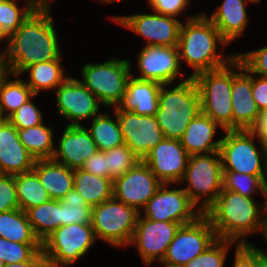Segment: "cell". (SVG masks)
<instances>
[{"mask_svg":"<svg viewBox=\"0 0 267 267\" xmlns=\"http://www.w3.org/2000/svg\"><path fill=\"white\" fill-rule=\"evenodd\" d=\"M51 9H35L22 25L5 39V55L10 72L21 75L32 64L62 56Z\"/></svg>","mask_w":267,"mask_h":267,"instance_id":"obj_1","label":"cell"},{"mask_svg":"<svg viewBox=\"0 0 267 267\" xmlns=\"http://www.w3.org/2000/svg\"><path fill=\"white\" fill-rule=\"evenodd\" d=\"M262 202L263 204H259L255 198H248L223 188L204 215L215 229L218 239L251 244L245 238L262 232L267 213L265 202Z\"/></svg>","mask_w":267,"mask_h":267,"instance_id":"obj_2","label":"cell"},{"mask_svg":"<svg viewBox=\"0 0 267 267\" xmlns=\"http://www.w3.org/2000/svg\"><path fill=\"white\" fill-rule=\"evenodd\" d=\"M187 16L180 27L177 47L181 66L186 63L193 69L190 77L222 68L236 58V54L224 56V51L218 49V45L224 48L229 43L204 13Z\"/></svg>","mask_w":267,"mask_h":267,"instance_id":"obj_3","label":"cell"},{"mask_svg":"<svg viewBox=\"0 0 267 267\" xmlns=\"http://www.w3.org/2000/svg\"><path fill=\"white\" fill-rule=\"evenodd\" d=\"M166 87L160 88L155 117L164 139L180 140L191 120L201 112L199 91L192 77L173 88Z\"/></svg>","mask_w":267,"mask_h":267,"instance_id":"obj_4","label":"cell"},{"mask_svg":"<svg viewBox=\"0 0 267 267\" xmlns=\"http://www.w3.org/2000/svg\"><path fill=\"white\" fill-rule=\"evenodd\" d=\"M184 191L204 214L223 189V170L219 151L189 156L182 180Z\"/></svg>","mask_w":267,"mask_h":267,"instance_id":"obj_5","label":"cell"},{"mask_svg":"<svg viewBox=\"0 0 267 267\" xmlns=\"http://www.w3.org/2000/svg\"><path fill=\"white\" fill-rule=\"evenodd\" d=\"M131 69V61L126 58L113 57L101 63H87L81 69L80 81L103 106L115 108L121 104L126 94Z\"/></svg>","mask_w":267,"mask_h":267,"instance_id":"obj_6","label":"cell"},{"mask_svg":"<svg viewBox=\"0 0 267 267\" xmlns=\"http://www.w3.org/2000/svg\"><path fill=\"white\" fill-rule=\"evenodd\" d=\"M192 78L199 91L201 112L224 130H232L233 60L222 68L204 71Z\"/></svg>","mask_w":267,"mask_h":267,"instance_id":"obj_7","label":"cell"},{"mask_svg":"<svg viewBox=\"0 0 267 267\" xmlns=\"http://www.w3.org/2000/svg\"><path fill=\"white\" fill-rule=\"evenodd\" d=\"M224 133L219 149L222 170L267 176L265 142L255 138L247 130H225ZM254 140L260 144V149Z\"/></svg>","mask_w":267,"mask_h":267,"instance_id":"obj_8","label":"cell"},{"mask_svg":"<svg viewBox=\"0 0 267 267\" xmlns=\"http://www.w3.org/2000/svg\"><path fill=\"white\" fill-rule=\"evenodd\" d=\"M140 212L114 196L92 207L91 224L96 239L112 247L129 246Z\"/></svg>","mask_w":267,"mask_h":267,"instance_id":"obj_9","label":"cell"},{"mask_svg":"<svg viewBox=\"0 0 267 267\" xmlns=\"http://www.w3.org/2000/svg\"><path fill=\"white\" fill-rule=\"evenodd\" d=\"M96 240L91 223L59 227L41 243L46 266H71L87 254Z\"/></svg>","mask_w":267,"mask_h":267,"instance_id":"obj_10","label":"cell"},{"mask_svg":"<svg viewBox=\"0 0 267 267\" xmlns=\"http://www.w3.org/2000/svg\"><path fill=\"white\" fill-rule=\"evenodd\" d=\"M179 184L174 188H169L173 184H162L154 196H152L140 214L144 218L155 221H166L189 224L197 220L203 213L191 201L190 197L183 188L178 189Z\"/></svg>","mask_w":267,"mask_h":267,"instance_id":"obj_11","label":"cell"},{"mask_svg":"<svg viewBox=\"0 0 267 267\" xmlns=\"http://www.w3.org/2000/svg\"><path fill=\"white\" fill-rule=\"evenodd\" d=\"M217 239L215 229L203 214L194 222L180 226L162 261L184 266Z\"/></svg>","mask_w":267,"mask_h":267,"instance_id":"obj_12","label":"cell"},{"mask_svg":"<svg viewBox=\"0 0 267 267\" xmlns=\"http://www.w3.org/2000/svg\"><path fill=\"white\" fill-rule=\"evenodd\" d=\"M111 18L114 23L146 39L145 46H178L182 24V20L178 18L154 11Z\"/></svg>","mask_w":267,"mask_h":267,"instance_id":"obj_13","label":"cell"},{"mask_svg":"<svg viewBox=\"0 0 267 267\" xmlns=\"http://www.w3.org/2000/svg\"><path fill=\"white\" fill-rule=\"evenodd\" d=\"M137 57V68L140 75L131 74V76L139 80L171 85L178 78H181L182 82L190 78L181 71L183 66L180 63L177 46L144 45Z\"/></svg>","mask_w":267,"mask_h":267,"instance_id":"obj_14","label":"cell"},{"mask_svg":"<svg viewBox=\"0 0 267 267\" xmlns=\"http://www.w3.org/2000/svg\"><path fill=\"white\" fill-rule=\"evenodd\" d=\"M142 215L139 214L129 247L135 245L143 265L149 267L152 263L163 260L181 224L150 220Z\"/></svg>","mask_w":267,"mask_h":267,"instance_id":"obj_15","label":"cell"},{"mask_svg":"<svg viewBox=\"0 0 267 267\" xmlns=\"http://www.w3.org/2000/svg\"><path fill=\"white\" fill-rule=\"evenodd\" d=\"M55 91L56 110L60 117L70 122L67 125H82V120L93 119L103 107L80 79L70 75Z\"/></svg>","mask_w":267,"mask_h":267,"instance_id":"obj_16","label":"cell"},{"mask_svg":"<svg viewBox=\"0 0 267 267\" xmlns=\"http://www.w3.org/2000/svg\"><path fill=\"white\" fill-rule=\"evenodd\" d=\"M120 124L124 143L143 160L159 142L164 139L155 115H139L113 108Z\"/></svg>","mask_w":267,"mask_h":267,"instance_id":"obj_17","label":"cell"},{"mask_svg":"<svg viewBox=\"0 0 267 267\" xmlns=\"http://www.w3.org/2000/svg\"><path fill=\"white\" fill-rule=\"evenodd\" d=\"M161 185L149 166L140 160L113 181V196L140 212Z\"/></svg>","mask_w":267,"mask_h":267,"instance_id":"obj_18","label":"cell"},{"mask_svg":"<svg viewBox=\"0 0 267 267\" xmlns=\"http://www.w3.org/2000/svg\"><path fill=\"white\" fill-rule=\"evenodd\" d=\"M189 154L178 139H163L145 156L143 161L162 184H179Z\"/></svg>","mask_w":267,"mask_h":267,"instance_id":"obj_19","label":"cell"},{"mask_svg":"<svg viewBox=\"0 0 267 267\" xmlns=\"http://www.w3.org/2000/svg\"><path fill=\"white\" fill-rule=\"evenodd\" d=\"M231 96L232 130H247L260 110L252 95V73L237 57L233 59Z\"/></svg>","mask_w":267,"mask_h":267,"instance_id":"obj_20","label":"cell"},{"mask_svg":"<svg viewBox=\"0 0 267 267\" xmlns=\"http://www.w3.org/2000/svg\"><path fill=\"white\" fill-rule=\"evenodd\" d=\"M52 159L72 170L81 169L99 149L83 125H65Z\"/></svg>","mask_w":267,"mask_h":267,"instance_id":"obj_21","label":"cell"},{"mask_svg":"<svg viewBox=\"0 0 267 267\" xmlns=\"http://www.w3.org/2000/svg\"><path fill=\"white\" fill-rule=\"evenodd\" d=\"M35 161L21 143L17 129L6 119L0 124V174L16 175L30 171Z\"/></svg>","mask_w":267,"mask_h":267,"instance_id":"obj_22","label":"cell"},{"mask_svg":"<svg viewBox=\"0 0 267 267\" xmlns=\"http://www.w3.org/2000/svg\"><path fill=\"white\" fill-rule=\"evenodd\" d=\"M218 128L225 131L212 118L200 112L187 126L180 139L181 144L190 156L219 151L222 138L213 141Z\"/></svg>","mask_w":267,"mask_h":267,"instance_id":"obj_23","label":"cell"},{"mask_svg":"<svg viewBox=\"0 0 267 267\" xmlns=\"http://www.w3.org/2000/svg\"><path fill=\"white\" fill-rule=\"evenodd\" d=\"M246 2L248 1L224 0L215 8L210 17L204 13L229 44L239 36H244L245 28L249 24Z\"/></svg>","mask_w":267,"mask_h":267,"instance_id":"obj_24","label":"cell"},{"mask_svg":"<svg viewBox=\"0 0 267 267\" xmlns=\"http://www.w3.org/2000/svg\"><path fill=\"white\" fill-rule=\"evenodd\" d=\"M162 84L155 81L139 80L133 76L128 79L126 94L119 105L124 111L139 115H155Z\"/></svg>","mask_w":267,"mask_h":267,"instance_id":"obj_25","label":"cell"},{"mask_svg":"<svg viewBox=\"0 0 267 267\" xmlns=\"http://www.w3.org/2000/svg\"><path fill=\"white\" fill-rule=\"evenodd\" d=\"M33 170L51 199L61 200L74 189V170L53 159L36 160Z\"/></svg>","mask_w":267,"mask_h":267,"instance_id":"obj_26","label":"cell"},{"mask_svg":"<svg viewBox=\"0 0 267 267\" xmlns=\"http://www.w3.org/2000/svg\"><path fill=\"white\" fill-rule=\"evenodd\" d=\"M62 57L48 62L32 64L23 71L21 76L26 75V72L29 73V79L25 82L35 95H39L40 90L54 91L69 77L65 74Z\"/></svg>","mask_w":267,"mask_h":267,"instance_id":"obj_27","label":"cell"},{"mask_svg":"<svg viewBox=\"0 0 267 267\" xmlns=\"http://www.w3.org/2000/svg\"><path fill=\"white\" fill-rule=\"evenodd\" d=\"M74 189L91 207L113 197V180L91 174L82 169L74 170Z\"/></svg>","mask_w":267,"mask_h":267,"instance_id":"obj_28","label":"cell"},{"mask_svg":"<svg viewBox=\"0 0 267 267\" xmlns=\"http://www.w3.org/2000/svg\"><path fill=\"white\" fill-rule=\"evenodd\" d=\"M26 214L36 238L42 243L61 227V200L50 199L28 209Z\"/></svg>","mask_w":267,"mask_h":267,"instance_id":"obj_29","label":"cell"},{"mask_svg":"<svg viewBox=\"0 0 267 267\" xmlns=\"http://www.w3.org/2000/svg\"><path fill=\"white\" fill-rule=\"evenodd\" d=\"M112 112H114L112 115L115 118L105 111L91 120L90 128L86 127L99 151L102 152L125 144L116 112Z\"/></svg>","mask_w":267,"mask_h":267,"instance_id":"obj_30","label":"cell"},{"mask_svg":"<svg viewBox=\"0 0 267 267\" xmlns=\"http://www.w3.org/2000/svg\"><path fill=\"white\" fill-rule=\"evenodd\" d=\"M19 139L29 153L35 158L52 159L55 142L52 127L43 123L25 129H17Z\"/></svg>","mask_w":267,"mask_h":267,"instance_id":"obj_31","label":"cell"},{"mask_svg":"<svg viewBox=\"0 0 267 267\" xmlns=\"http://www.w3.org/2000/svg\"><path fill=\"white\" fill-rule=\"evenodd\" d=\"M14 181L19 209L24 212L51 199L33 169L14 175Z\"/></svg>","mask_w":267,"mask_h":267,"instance_id":"obj_32","label":"cell"},{"mask_svg":"<svg viewBox=\"0 0 267 267\" xmlns=\"http://www.w3.org/2000/svg\"><path fill=\"white\" fill-rule=\"evenodd\" d=\"M0 237L18 243H41L32 230L26 212L19 208L0 213Z\"/></svg>","mask_w":267,"mask_h":267,"instance_id":"obj_33","label":"cell"},{"mask_svg":"<svg viewBox=\"0 0 267 267\" xmlns=\"http://www.w3.org/2000/svg\"><path fill=\"white\" fill-rule=\"evenodd\" d=\"M16 77L15 80L10 77ZM21 75L9 74L0 87V107L3 116L8 119L18 108L37 95L33 93Z\"/></svg>","mask_w":267,"mask_h":267,"instance_id":"obj_34","label":"cell"},{"mask_svg":"<svg viewBox=\"0 0 267 267\" xmlns=\"http://www.w3.org/2000/svg\"><path fill=\"white\" fill-rule=\"evenodd\" d=\"M18 1L0 0V42L14 33L35 10L26 0L21 8Z\"/></svg>","mask_w":267,"mask_h":267,"instance_id":"obj_35","label":"cell"},{"mask_svg":"<svg viewBox=\"0 0 267 267\" xmlns=\"http://www.w3.org/2000/svg\"><path fill=\"white\" fill-rule=\"evenodd\" d=\"M267 176H256L233 171H223V188L234 191L248 198L258 193L265 202V186ZM254 195V196H253Z\"/></svg>","mask_w":267,"mask_h":267,"instance_id":"obj_36","label":"cell"},{"mask_svg":"<svg viewBox=\"0 0 267 267\" xmlns=\"http://www.w3.org/2000/svg\"><path fill=\"white\" fill-rule=\"evenodd\" d=\"M92 207L75 190L61 199V226L91 223Z\"/></svg>","mask_w":267,"mask_h":267,"instance_id":"obj_37","label":"cell"},{"mask_svg":"<svg viewBox=\"0 0 267 267\" xmlns=\"http://www.w3.org/2000/svg\"><path fill=\"white\" fill-rule=\"evenodd\" d=\"M237 242L217 239L204 252L190 260L184 267H225L227 254Z\"/></svg>","mask_w":267,"mask_h":267,"instance_id":"obj_38","label":"cell"},{"mask_svg":"<svg viewBox=\"0 0 267 267\" xmlns=\"http://www.w3.org/2000/svg\"><path fill=\"white\" fill-rule=\"evenodd\" d=\"M140 160L126 144L108 150L107 168L110 171V178L114 181L134 167Z\"/></svg>","mask_w":267,"mask_h":267,"instance_id":"obj_39","label":"cell"},{"mask_svg":"<svg viewBox=\"0 0 267 267\" xmlns=\"http://www.w3.org/2000/svg\"><path fill=\"white\" fill-rule=\"evenodd\" d=\"M41 250V243H18L0 237V259L4 264L29 261Z\"/></svg>","mask_w":267,"mask_h":267,"instance_id":"obj_40","label":"cell"},{"mask_svg":"<svg viewBox=\"0 0 267 267\" xmlns=\"http://www.w3.org/2000/svg\"><path fill=\"white\" fill-rule=\"evenodd\" d=\"M7 120L16 129H25L44 122L41 109L33 103L32 98L21 105Z\"/></svg>","mask_w":267,"mask_h":267,"instance_id":"obj_41","label":"cell"},{"mask_svg":"<svg viewBox=\"0 0 267 267\" xmlns=\"http://www.w3.org/2000/svg\"><path fill=\"white\" fill-rule=\"evenodd\" d=\"M236 57L252 74L267 77V45L257 50L236 53Z\"/></svg>","mask_w":267,"mask_h":267,"instance_id":"obj_42","label":"cell"},{"mask_svg":"<svg viewBox=\"0 0 267 267\" xmlns=\"http://www.w3.org/2000/svg\"><path fill=\"white\" fill-rule=\"evenodd\" d=\"M18 208L14 175L0 174V213Z\"/></svg>","mask_w":267,"mask_h":267,"instance_id":"obj_43","label":"cell"},{"mask_svg":"<svg viewBox=\"0 0 267 267\" xmlns=\"http://www.w3.org/2000/svg\"><path fill=\"white\" fill-rule=\"evenodd\" d=\"M151 11L179 18L186 12L192 0H147Z\"/></svg>","mask_w":267,"mask_h":267,"instance_id":"obj_44","label":"cell"},{"mask_svg":"<svg viewBox=\"0 0 267 267\" xmlns=\"http://www.w3.org/2000/svg\"><path fill=\"white\" fill-rule=\"evenodd\" d=\"M82 170L100 177L110 178V171L107 168V151H97L90 159L86 160Z\"/></svg>","mask_w":267,"mask_h":267,"instance_id":"obj_45","label":"cell"},{"mask_svg":"<svg viewBox=\"0 0 267 267\" xmlns=\"http://www.w3.org/2000/svg\"><path fill=\"white\" fill-rule=\"evenodd\" d=\"M235 256L233 267H254L255 264V245L239 244L235 245Z\"/></svg>","mask_w":267,"mask_h":267,"instance_id":"obj_46","label":"cell"},{"mask_svg":"<svg viewBox=\"0 0 267 267\" xmlns=\"http://www.w3.org/2000/svg\"><path fill=\"white\" fill-rule=\"evenodd\" d=\"M252 95L258 109L267 110V77L252 74Z\"/></svg>","mask_w":267,"mask_h":267,"instance_id":"obj_47","label":"cell"},{"mask_svg":"<svg viewBox=\"0 0 267 267\" xmlns=\"http://www.w3.org/2000/svg\"><path fill=\"white\" fill-rule=\"evenodd\" d=\"M247 131L260 141L267 140V110L260 111Z\"/></svg>","mask_w":267,"mask_h":267,"instance_id":"obj_48","label":"cell"},{"mask_svg":"<svg viewBox=\"0 0 267 267\" xmlns=\"http://www.w3.org/2000/svg\"><path fill=\"white\" fill-rule=\"evenodd\" d=\"M4 267H47L42 251H38L29 261L4 264Z\"/></svg>","mask_w":267,"mask_h":267,"instance_id":"obj_49","label":"cell"},{"mask_svg":"<svg viewBox=\"0 0 267 267\" xmlns=\"http://www.w3.org/2000/svg\"><path fill=\"white\" fill-rule=\"evenodd\" d=\"M9 74H11V72L7 64L5 50L3 48L2 50L0 49V87Z\"/></svg>","mask_w":267,"mask_h":267,"instance_id":"obj_50","label":"cell"},{"mask_svg":"<svg viewBox=\"0 0 267 267\" xmlns=\"http://www.w3.org/2000/svg\"><path fill=\"white\" fill-rule=\"evenodd\" d=\"M254 267H267V256L261 253L259 247L255 246V264Z\"/></svg>","mask_w":267,"mask_h":267,"instance_id":"obj_51","label":"cell"},{"mask_svg":"<svg viewBox=\"0 0 267 267\" xmlns=\"http://www.w3.org/2000/svg\"><path fill=\"white\" fill-rule=\"evenodd\" d=\"M28 1L35 9H51V0H26Z\"/></svg>","mask_w":267,"mask_h":267,"instance_id":"obj_52","label":"cell"},{"mask_svg":"<svg viewBox=\"0 0 267 267\" xmlns=\"http://www.w3.org/2000/svg\"><path fill=\"white\" fill-rule=\"evenodd\" d=\"M262 234L263 236V239L265 240V244L267 245V213L265 215V218H264V224H263V227H262V232L260 233ZM259 250L261 251V253H263L264 255L267 256V249H263V248H259Z\"/></svg>","mask_w":267,"mask_h":267,"instance_id":"obj_53","label":"cell"},{"mask_svg":"<svg viewBox=\"0 0 267 267\" xmlns=\"http://www.w3.org/2000/svg\"><path fill=\"white\" fill-rule=\"evenodd\" d=\"M157 263L163 265V267H184V266L174 265V264H170V263L163 262V261H157Z\"/></svg>","mask_w":267,"mask_h":267,"instance_id":"obj_54","label":"cell"},{"mask_svg":"<svg viewBox=\"0 0 267 267\" xmlns=\"http://www.w3.org/2000/svg\"><path fill=\"white\" fill-rule=\"evenodd\" d=\"M95 1H98V3H101V4H109V3H113V2H121L123 0H95Z\"/></svg>","mask_w":267,"mask_h":267,"instance_id":"obj_55","label":"cell"},{"mask_svg":"<svg viewBox=\"0 0 267 267\" xmlns=\"http://www.w3.org/2000/svg\"><path fill=\"white\" fill-rule=\"evenodd\" d=\"M265 208L267 212V180H266V186H265Z\"/></svg>","mask_w":267,"mask_h":267,"instance_id":"obj_56","label":"cell"},{"mask_svg":"<svg viewBox=\"0 0 267 267\" xmlns=\"http://www.w3.org/2000/svg\"><path fill=\"white\" fill-rule=\"evenodd\" d=\"M6 120V118L3 116L1 107H0V124L3 123Z\"/></svg>","mask_w":267,"mask_h":267,"instance_id":"obj_57","label":"cell"},{"mask_svg":"<svg viewBox=\"0 0 267 267\" xmlns=\"http://www.w3.org/2000/svg\"><path fill=\"white\" fill-rule=\"evenodd\" d=\"M249 3H253V4H256V3H261V0H247Z\"/></svg>","mask_w":267,"mask_h":267,"instance_id":"obj_58","label":"cell"},{"mask_svg":"<svg viewBox=\"0 0 267 267\" xmlns=\"http://www.w3.org/2000/svg\"><path fill=\"white\" fill-rule=\"evenodd\" d=\"M0 267H4V262L0 259Z\"/></svg>","mask_w":267,"mask_h":267,"instance_id":"obj_59","label":"cell"},{"mask_svg":"<svg viewBox=\"0 0 267 267\" xmlns=\"http://www.w3.org/2000/svg\"><path fill=\"white\" fill-rule=\"evenodd\" d=\"M265 147H266V150H267V140L265 141Z\"/></svg>","mask_w":267,"mask_h":267,"instance_id":"obj_60","label":"cell"}]
</instances>
